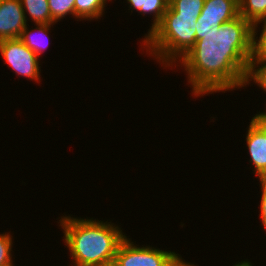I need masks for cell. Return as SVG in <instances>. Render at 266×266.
<instances>
[{"label":"cell","mask_w":266,"mask_h":266,"mask_svg":"<svg viewBox=\"0 0 266 266\" xmlns=\"http://www.w3.org/2000/svg\"><path fill=\"white\" fill-rule=\"evenodd\" d=\"M253 52V25L241 15L201 34L178 61L194 97L244 87Z\"/></svg>","instance_id":"obj_1"},{"label":"cell","mask_w":266,"mask_h":266,"mask_svg":"<svg viewBox=\"0 0 266 266\" xmlns=\"http://www.w3.org/2000/svg\"><path fill=\"white\" fill-rule=\"evenodd\" d=\"M72 266H112L120 243L127 237L111 222L63 216L59 220Z\"/></svg>","instance_id":"obj_2"},{"label":"cell","mask_w":266,"mask_h":266,"mask_svg":"<svg viewBox=\"0 0 266 266\" xmlns=\"http://www.w3.org/2000/svg\"><path fill=\"white\" fill-rule=\"evenodd\" d=\"M196 21L194 16L178 15L168 5L160 24L142 40L146 53L165 68L176 67L175 63L179 64L178 60L195 45Z\"/></svg>","instance_id":"obj_3"},{"label":"cell","mask_w":266,"mask_h":266,"mask_svg":"<svg viewBox=\"0 0 266 266\" xmlns=\"http://www.w3.org/2000/svg\"><path fill=\"white\" fill-rule=\"evenodd\" d=\"M136 245V246H135ZM112 266H196L174 251L134 244L125 238L119 245Z\"/></svg>","instance_id":"obj_4"},{"label":"cell","mask_w":266,"mask_h":266,"mask_svg":"<svg viewBox=\"0 0 266 266\" xmlns=\"http://www.w3.org/2000/svg\"><path fill=\"white\" fill-rule=\"evenodd\" d=\"M0 54L17 75L40 81L39 57L19 38L1 40Z\"/></svg>","instance_id":"obj_5"},{"label":"cell","mask_w":266,"mask_h":266,"mask_svg":"<svg viewBox=\"0 0 266 266\" xmlns=\"http://www.w3.org/2000/svg\"><path fill=\"white\" fill-rule=\"evenodd\" d=\"M239 15V0H205L200 16L196 21V40L201 34Z\"/></svg>","instance_id":"obj_6"},{"label":"cell","mask_w":266,"mask_h":266,"mask_svg":"<svg viewBox=\"0 0 266 266\" xmlns=\"http://www.w3.org/2000/svg\"><path fill=\"white\" fill-rule=\"evenodd\" d=\"M27 26L20 0H0V41L19 38Z\"/></svg>","instance_id":"obj_7"},{"label":"cell","mask_w":266,"mask_h":266,"mask_svg":"<svg viewBox=\"0 0 266 266\" xmlns=\"http://www.w3.org/2000/svg\"><path fill=\"white\" fill-rule=\"evenodd\" d=\"M246 134V144L254 173L261 178L266 173V129L253 117ZM253 163V164H252Z\"/></svg>","instance_id":"obj_8"},{"label":"cell","mask_w":266,"mask_h":266,"mask_svg":"<svg viewBox=\"0 0 266 266\" xmlns=\"http://www.w3.org/2000/svg\"><path fill=\"white\" fill-rule=\"evenodd\" d=\"M54 24L56 23L37 24V26L32 30H28V27L26 26L25 29L22 31L19 39L39 57L49 45L50 40L47 34L49 33L51 26H53ZM35 31L37 32L39 37L35 36Z\"/></svg>","instance_id":"obj_9"},{"label":"cell","mask_w":266,"mask_h":266,"mask_svg":"<svg viewBox=\"0 0 266 266\" xmlns=\"http://www.w3.org/2000/svg\"><path fill=\"white\" fill-rule=\"evenodd\" d=\"M27 21V15L30 16V20L37 24H50L55 23L51 19L50 8L48 0H20Z\"/></svg>","instance_id":"obj_10"},{"label":"cell","mask_w":266,"mask_h":266,"mask_svg":"<svg viewBox=\"0 0 266 266\" xmlns=\"http://www.w3.org/2000/svg\"><path fill=\"white\" fill-rule=\"evenodd\" d=\"M112 1V0H109ZM107 0H75L74 18L81 20L100 19L103 16Z\"/></svg>","instance_id":"obj_11"},{"label":"cell","mask_w":266,"mask_h":266,"mask_svg":"<svg viewBox=\"0 0 266 266\" xmlns=\"http://www.w3.org/2000/svg\"><path fill=\"white\" fill-rule=\"evenodd\" d=\"M239 15L252 25L266 19V0H239Z\"/></svg>","instance_id":"obj_12"},{"label":"cell","mask_w":266,"mask_h":266,"mask_svg":"<svg viewBox=\"0 0 266 266\" xmlns=\"http://www.w3.org/2000/svg\"><path fill=\"white\" fill-rule=\"evenodd\" d=\"M266 92V60L252 57L249 61L244 87L252 81Z\"/></svg>","instance_id":"obj_13"},{"label":"cell","mask_w":266,"mask_h":266,"mask_svg":"<svg viewBox=\"0 0 266 266\" xmlns=\"http://www.w3.org/2000/svg\"><path fill=\"white\" fill-rule=\"evenodd\" d=\"M169 0H144L142 8L138 13L145 16V14H153L152 26L148 29V34H145L144 39L160 24L165 11L168 8Z\"/></svg>","instance_id":"obj_14"},{"label":"cell","mask_w":266,"mask_h":266,"mask_svg":"<svg viewBox=\"0 0 266 266\" xmlns=\"http://www.w3.org/2000/svg\"><path fill=\"white\" fill-rule=\"evenodd\" d=\"M205 0H169V6L178 15L194 16L198 18L203 9Z\"/></svg>","instance_id":"obj_15"},{"label":"cell","mask_w":266,"mask_h":266,"mask_svg":"<svg viewBox=\"0 0 266 266\" xmlns=\"http://www.w3.org/2000/svg\"><path fill=\"white\" fill-rule=\"evenodd\" d=\"M75 0H48L51 19L57 23L69 14L74 17Z\"/></svg>","instance_id":"obj_16"},{"label":"cell","mask_w":266,"mask_h":266,"mask_svg":"<svg viewBox=\"0 0 266 266\" xmlns=\"http://www.w3.org/2000/svg\"><path fill=\"white\" fill-rule=\"evenodd\" d=\"M260 23H263V26L261 25L262 30L260 31L261 33L258 38L257 28ZM265 56H266V19L261 20L253 25V52H252V57L264 58Z\"/></svg>","instance_id":"obj_17"},{"label":"cell","mask_w":266,"mask_h":266,"mask_svg":"<svg viewBox=\"0 0 266 266\" xmlns=\"http://www.w3.org/2000/svg\"><path fill=\"white\" fill-rule=\"evenodd\" d=\"M13 236L10 232L0 234V266H15L12 260Z\"/></svg>","instance_id":"obj_18"},{"label":"cell","mask_w":266,"mask_h":266,"mask_svg":"<svg viewBox=\"0 0 266 266\" xmlns=\"http://www.w3.org/2000/svg\"><path fill=\"white\" fill-rule=\"evenodd\" d=\"M260 184L261 185V201H260V218H261V225H263L264 229L266 230V180L260 179Z\"/></svg>","instance_id":"obj_19"},{"label":"cell","mask_w":266,"mask_h":266,"mask_svg":"<svg viewBox=\"0 0 266 266\" xmlns=\"http://www.w3.org/2000/svg\"><path fill=\"white\" fill-rule=\"evenodd\" d=\"M127 2L130 9L139 11L143 6L144 0H127Z\"/></svg>","instance_id":"obj_20"},{"label":"cell","mask_w":266,"mask_h":266,"mask_svg":"<svg viewBox=\"0 0 266 266\" xmlns=\"http://www.w3.org/2000/svg\"><path fill=\"white\" fill-rule=\"evenodd\" d=\"M253 118L256 121H258L266 129V111L265 112H259Z\"/></svg>","instance_id":"obj_21"},{"label":"cell","mask_w":266,"mask_h":266,"mask_svg":"<svg viewBox=\"0 0 266 266\" xmlns=\"http://www.w3.org/2000/svg\"><path fill=\"white\" fill-rule=\"evenodd\" d=\"M252 265H254V264H252L250 261L244 260V261H241L237 264H234L233 266H252Z\"/></svg>","instance_id":"obj_22"},{"label":"cell","mask_w":266,"mask_h":266,"mask_svg":"<svg viewBox=\"0 0 266 266\" xmlns=\"http://www.w3.org/2000/svg\"><path fill=\"white\" fill-rule=\"evenodd\" d=\"M260 179L266 180V173Z\"/></svg>","instance_id":"obj_23"}]
</instances>
